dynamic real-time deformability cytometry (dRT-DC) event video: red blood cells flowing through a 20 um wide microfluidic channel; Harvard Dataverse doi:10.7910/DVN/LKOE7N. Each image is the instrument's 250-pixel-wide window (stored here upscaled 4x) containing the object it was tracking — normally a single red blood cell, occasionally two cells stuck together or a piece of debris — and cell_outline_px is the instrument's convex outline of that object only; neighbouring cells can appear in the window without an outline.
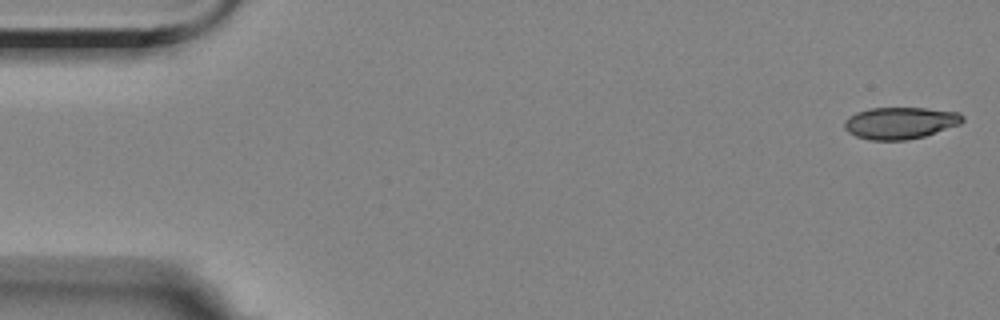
{"species": "Egyptian fruit bat (a non-hibernating species)", "species_latin": "Rousettus aegyptiacus", "temperature_condition": "room temperature", "stored_images_in_passage": 9, "camera_frame_rate_fps": 3000, "um_per_image_px": 0.085, "animal": {"sex": "female"}, "frame": {"image": 1, "passage_image": 1, "time_ms": 0.0, "image_size_px": [1000, 320], "cell_outline_px": [[964, 120], [960, 124], [924, 136], [908, 140], [868, 140], [856, 136], [848, 132], [844, 128], [844, 120], [848, 116], [856, 112], [868, 108], [924, 108], [960, 112], [964, 116]], "centroid_in_image_um": [76.5, 10.45], "position_along_channel_um": 8.5, "area_um2": 22.08}}